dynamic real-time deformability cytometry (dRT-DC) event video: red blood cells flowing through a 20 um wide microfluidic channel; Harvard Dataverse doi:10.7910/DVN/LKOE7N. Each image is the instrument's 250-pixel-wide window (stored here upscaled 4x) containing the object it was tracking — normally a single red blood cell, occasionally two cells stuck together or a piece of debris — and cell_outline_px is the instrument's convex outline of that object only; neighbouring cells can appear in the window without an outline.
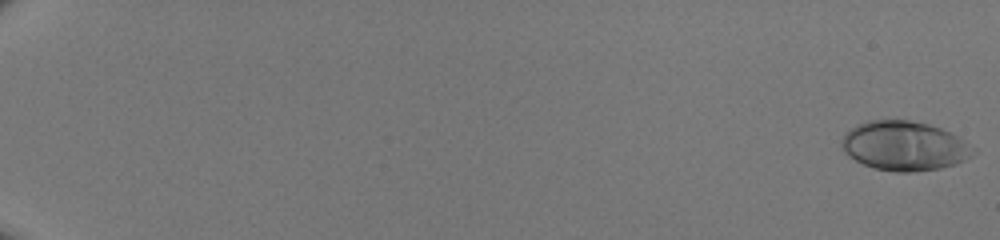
{"species": "human", "species_latin": "Homo sapiens", "temperature_condition": "room temperature", "stored_images_in_passage": 45, "camera_frame_rate_fps": 3000, "um_per_image_px": 0.085, "donor": {"sex": "male"}, "frame": {"image": 1, "passage_image": 1, "time_ms": 0.0, "image_size_px": [1000, 240], "cell_outline_px": [[976, 152], [972, 156], [956, 164], [940, 168], [912, 172], [896, 172], [872, 168], [848, 156], [844, 152], [840, 144], [844, 132], [848, 128], [856, 124], [868, 120], [908, 120], [928, 124], [940, 128], [956, 136], [976, 148]], "centroid_in_image_um": [76.83, 12.4], "position_along_channel_um": 8.2, "area_um2": 38.09}}